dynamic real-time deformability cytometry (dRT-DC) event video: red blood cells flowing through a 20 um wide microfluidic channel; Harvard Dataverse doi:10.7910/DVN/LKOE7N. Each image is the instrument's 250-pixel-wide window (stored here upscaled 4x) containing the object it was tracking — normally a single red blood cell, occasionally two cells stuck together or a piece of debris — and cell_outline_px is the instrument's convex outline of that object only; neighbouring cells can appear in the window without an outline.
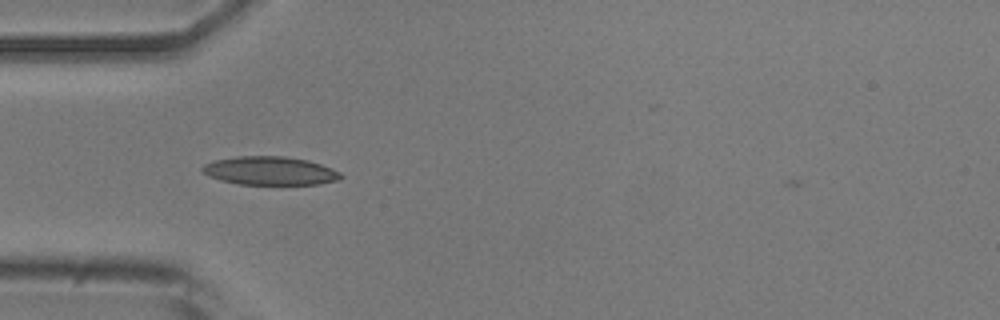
{"species": "common noctule bat (a hibernating species)", "species_latin": "Nyctalus noctula", "temperature_condition": "room temperature", "stored_images_in_passage": 39, "camera_frame_rate_fps": 3000, "um_per_image_px": 0.085, "animal": {"sex": "male", "body_mass_g": 20.5, "forearm_length_mm": 52.5}, "frame": {"image": 1, "passage_image": 3, "time_ms": 0.667, "image_size_px": [1000, 320], "cell_outline_px": [[344, 176], [340, 180], [320, 184], [240, 184], [220, 180], [208, 176], [200, 168], [204, 164], [216, 160], [236, 156], [284, 156], [308, 160], [332, 168], [340, 172]], "centroid_in_image_um": [22.98, 14.52], "position_along_channel_um": 62.0, "area_um2": 23.0}}
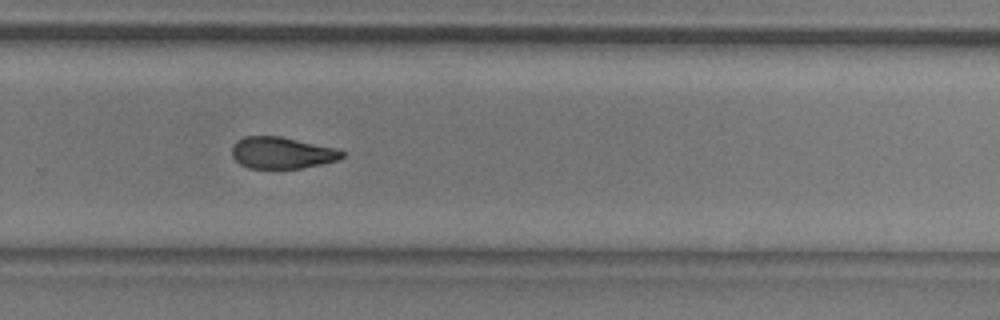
{"frame": {"image": 2, "passage_image": 22, "time_ms": 7.0, "image_size_px": [1000, 320], "cell_outline_px": [[344, 156], [336, 160], [320, 164], [300, 168], [248, 168], [240, 164], [232, 156], [232, 148], [244, 136], [280, 136], [336, 148], [344, 152]], "centroid_in_image_um": [23.96, 12.99], "position_along_channel_um": 305.8, "area_um2": 20.0}}
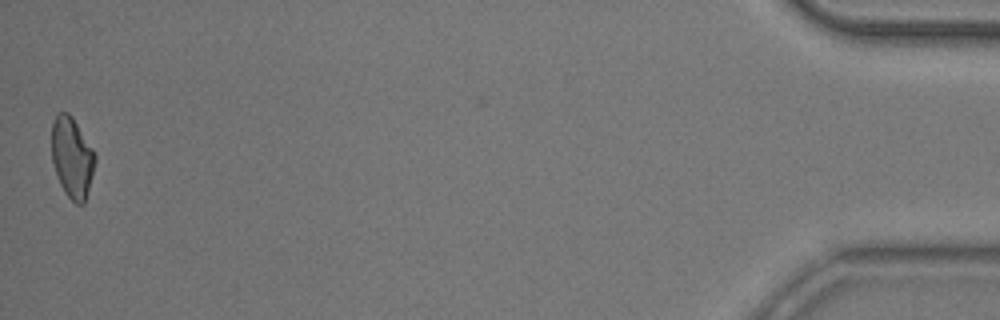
{"frame": {"image": 3, "passage_image": 39, "time_ms": 12.667, "image_size_px": [1000, 320], "cell_outline_px": [[96, 160], [84, 204], [76, 204], [64, 192], [60, 184], [52, 160], [52, 124], [56, 116], [60, 112], [68, 112], [72, 116], [92, 148], [96, 156]], "centroid_in_image_um": [6.12, 13.39], "position_along_channel_um": 429.1, "area_um2": 20.11}, "authors_computed_cell_mechanics": {"area_um2": 21.0392, "velocity_mm_per_s": 3.8694, "shape_relaxation_time_tau1_ms": 7.979, "shape_relaxation_time_tau2_ms": 5.0502, "deformation_change_tau1": 0.1785, "deformation_change_tau2": 0.1145}}